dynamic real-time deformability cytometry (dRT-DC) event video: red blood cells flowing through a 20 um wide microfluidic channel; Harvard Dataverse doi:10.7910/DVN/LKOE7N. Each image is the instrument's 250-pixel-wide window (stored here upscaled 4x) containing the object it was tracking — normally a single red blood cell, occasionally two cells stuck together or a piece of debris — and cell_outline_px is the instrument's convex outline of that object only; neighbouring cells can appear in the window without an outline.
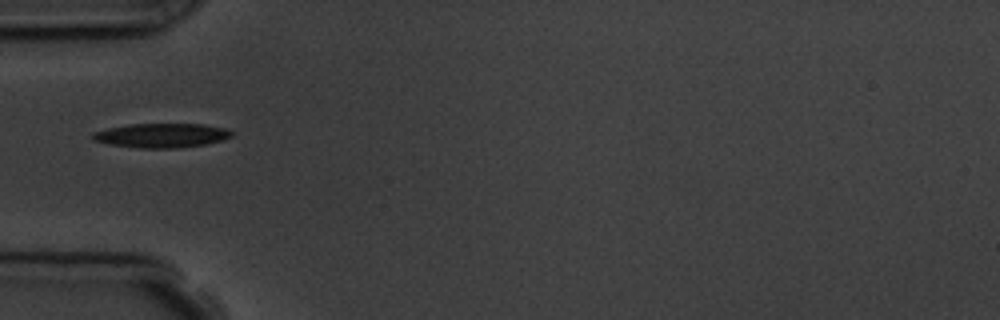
{"species": "common noctule bat (a hibernating species)", "species_latin": "Nyctalus noctula", "temperature_condition": "room temperature", "stored_images_in_passage": 1, "camera_frame_rate_fps": 3000, "um_per_image_px": 0.085, "animal": {"sex": "male", "body_mass_g": 19.5, "forearm_length_mm": 54.6}, "frame": {"image": 1, "passage_image": 1, "time_ms": 0.0, "image_size_px": [1000, 320], "cell_outline_px": [[232, 136], [220, 140], [204, 144], [176, 148], [140, 148], [108, 144], [92, 140], [92, 132], [108, 128], [128, 124], [204, 124], [228, 128], [232, 132]], "centroid_in_image_um": [13.7, 11.5], "position_along_channel_um": 71.3, "area_um2": 19.65}}